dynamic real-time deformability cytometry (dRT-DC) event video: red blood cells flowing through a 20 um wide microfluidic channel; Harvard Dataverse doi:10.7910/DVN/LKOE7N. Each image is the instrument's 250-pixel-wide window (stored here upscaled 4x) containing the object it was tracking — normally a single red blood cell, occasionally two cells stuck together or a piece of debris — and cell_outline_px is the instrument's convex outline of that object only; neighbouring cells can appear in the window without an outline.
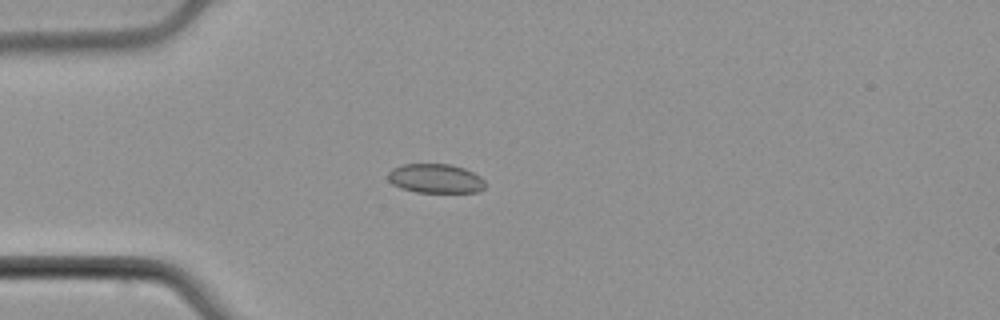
{"species": "common noctule bat (a hibernating species)", "species_latin": "Nyctalus noctula", "temperature_condition": "cold", "stored_images_in_passage": 55, "camera_frame_rate_fps": 3000, "um_per_image_px": 0.085, "animal": {"sex": "male", "body_mass_g": 21.5, "forearm_length_mm": 52.0}, "frame": {"image": 1, "passage_image": 16, "time_ms": 5.0, "image_size_px": [1000, 320], "cell_outline_px": [[484, 188], [476, 192], [416, 192], [400, 188], [392, 184], [388, 180], [388, 172], [392, 168], [404, 164], [452, 164], [464, 168], [480, 176], [484, 180]], "centroid_in_image_um": [36.99, 15.17], "position_along_channel_um": 48.0, "area_um2": 16.59}}
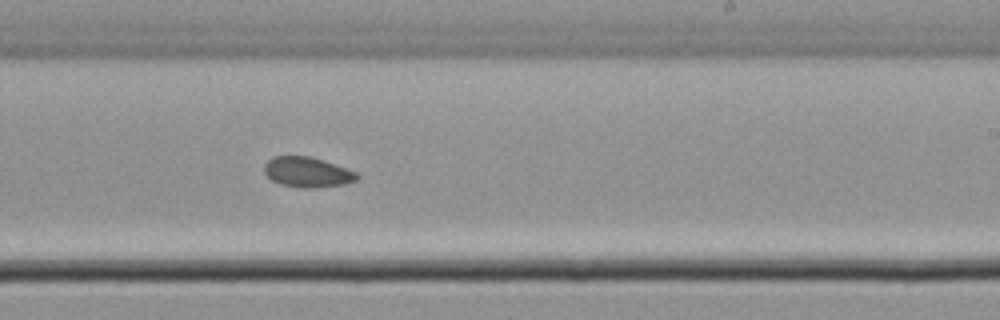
{"frame": {"image": 2, "passage_image": 34, "time_ms": 11.0, "image_size_px": [1000, 320], "cell_outline_px": [[360, 176], [356, 180], [344, 184], [316, 188], [300, 188], [280, 184], [272, 180], [264, 172], [264, 164], [272, 156], [312, 156], [356, 172]], "centroid_in_image_um": [26.1, 14.63], "position_along_channel_um": 262.9, "area_um2": 16.36}}
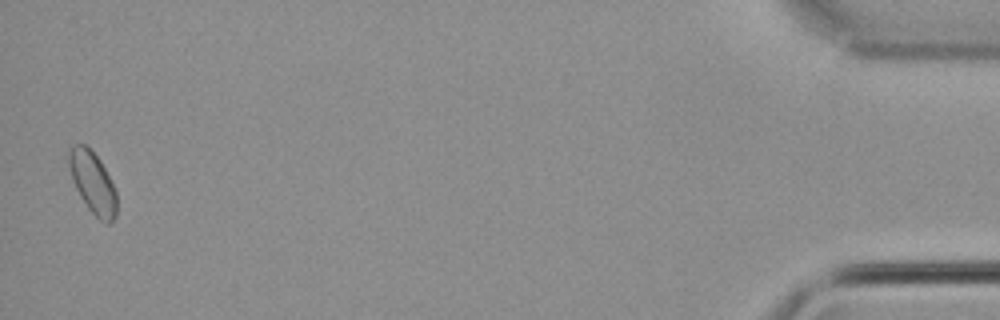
{"frame": {"image": 3, "passage_image": 54, "time_ms": 17.667, "image_size_px": [1000, 320], "cell_outline_px": [[116, 216], [112, 224], [108, 224], [100, 220], [88, 208], [80, 196], [72, 180], [68, 164], [68, 152], [76, 144], [84, 144], [100, 160], [116, 192]], "centroid_in_image_um": [7.88, 15.56], "position_along_channel_um": 427.3, "area_um2": 16.94}}